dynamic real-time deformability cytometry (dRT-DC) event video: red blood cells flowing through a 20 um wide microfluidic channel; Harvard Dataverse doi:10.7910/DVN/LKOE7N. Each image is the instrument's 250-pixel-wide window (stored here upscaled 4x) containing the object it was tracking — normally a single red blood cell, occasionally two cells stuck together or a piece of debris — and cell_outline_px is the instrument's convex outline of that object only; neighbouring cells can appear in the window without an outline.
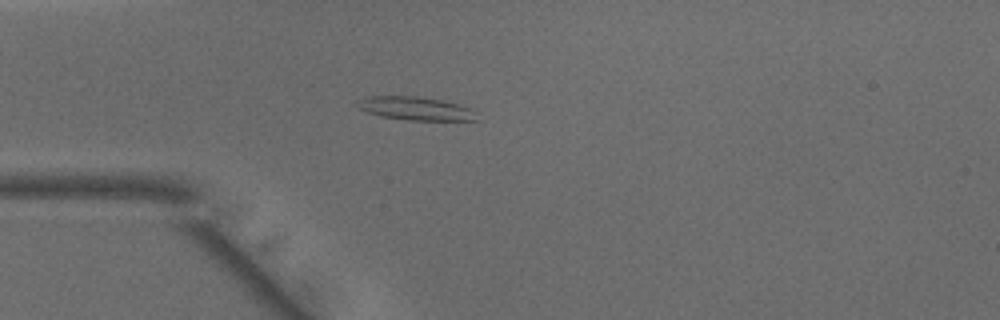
{"species": "common noctule bat (a hibernating species)", "species_latin": "Nyctalus noctula", "temperature_condition": "warm", "stored_images_in_passage": 36, "camera_frame_rate_fps": 3000, "um_per_image_px": 0.085, "animal": {"sex": "male", "body_mass_g": 15.6}, "frame": {"image": 1, "passage_image": 1, "time_ms": 0.0, "image_size_px": [1000, 320], "cell_outline_px": [[480, 120], [408, 120], [380, 116], [356, 108], [356, 100], [364, 96], [412, 96], [440, 100], [460, 104], [468, 108]], "centroid_in_image_um": [35.22, 9.21], "position_along_channel_um": 49.8, "area_um2": 16.18}}
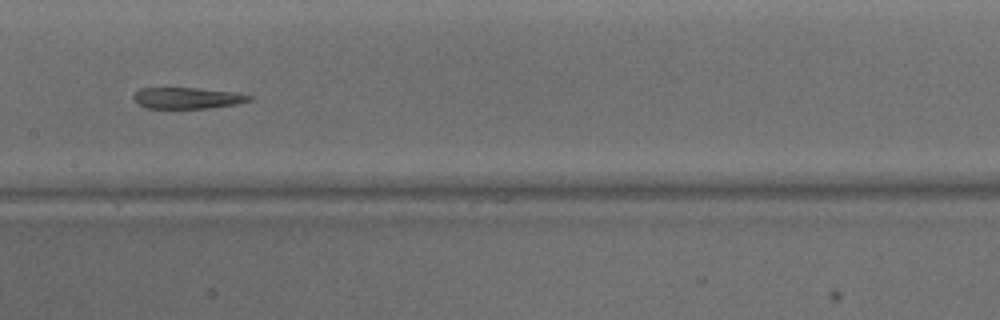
{"frame": {"image": 2, "passage_image": 12, "time_ms": 3.667, "image_size_px": [1000, 320], "cell_outline_px": [[252, 100], [236, 104], [204, 108], [144, 108], [132, 100], [132, 96], [140, 88], [196, 88], [232, 92], [252, 96]], "centroid_in_image_um": [15.85, 8.34], "position_along_channel_um": 191.5, "area_um2": 14.22}}
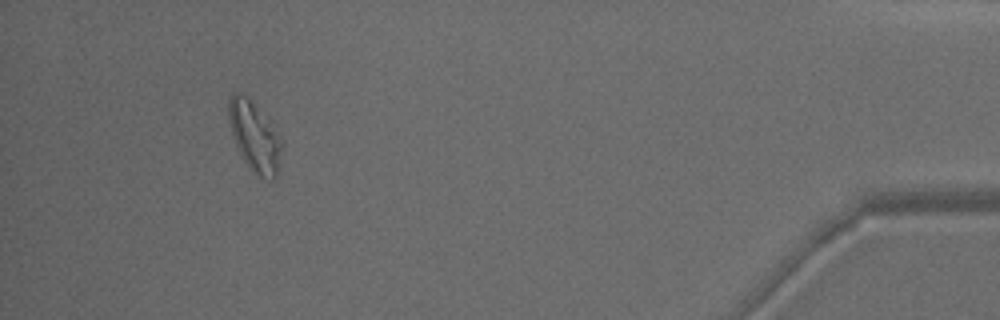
{"frame": {"image": 3, "passage_image": 33, "time_ms": 10.667, "image_size_px": [1000, 320], "cell_outline_px": [[284, 144], [276, 180], [272, 180], [260, 176], [244, 160], [232, 136], [228, 116], [228, 100], [232, 92], [240, 92], [248, 96], [268, 116]], "centroid_in_image_um": [21.67, 11.54], "position_along_channel_um": 413.5, "area_um2": 22.02}, "authors_computed_cell_mechanics": {"area_um2": 16.1551, "velocity_mm_per_s": 4.1226, "shape_relaxation_time_tau1_ms": null, "shape_relaxation_time_tau2_ms": 5.58, "deformation_change_tau1": null, "deformation_change_tau2": 0.1942}}